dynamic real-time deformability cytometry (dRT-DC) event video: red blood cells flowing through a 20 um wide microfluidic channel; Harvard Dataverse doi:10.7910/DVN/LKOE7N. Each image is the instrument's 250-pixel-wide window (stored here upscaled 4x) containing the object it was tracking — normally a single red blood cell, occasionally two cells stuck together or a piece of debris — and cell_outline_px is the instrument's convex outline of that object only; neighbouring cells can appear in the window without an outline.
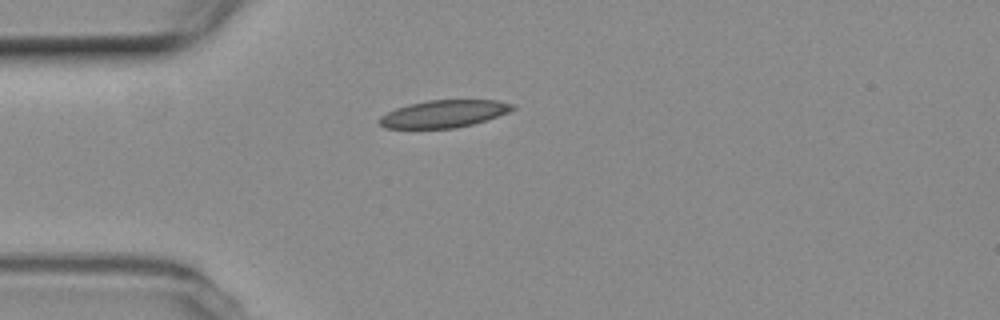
{"species": "common noctule bat (a hibernating species)", "species_latin": "Nyctalus noctula", "temperature_condition": "room temperature", "stored_images_in_passage": 41, "camera_frame_rate_fps": 3000, "um_per_image_px": 0.085, "animal": {"sex": "female", "body_mass_g": 19.3, "forearm_length_mm": 54.1}, "frame": {"image": 1, "passage_image": 1, "time_ms": 0.0, "image_size_px": [1000, 320], "cell_outline_px": [[516, 108], [508, 112], [472, 124], [456, 128], [384, 128], [376, 120], [380, 116], [396, 108], [408, 104], [428, 100], [496, 100], [516, 104]], "centroid_in_image_um": [37.71, 9.67], "position_along_channel_um": 47.3, "area_um2": 21.21}}
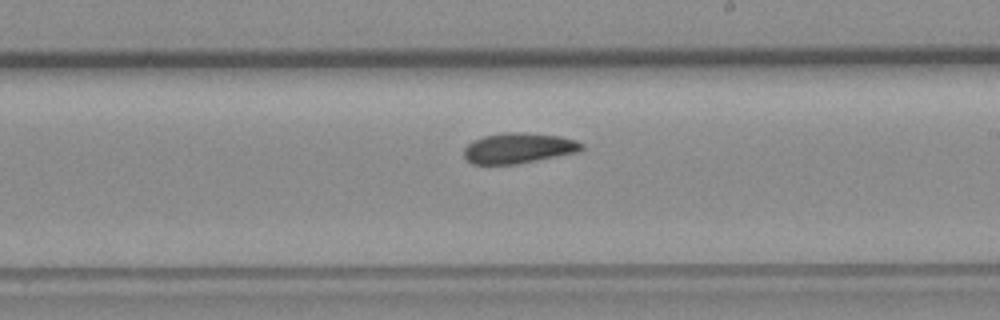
{"frame": {"image": 2, "passage_image": 18, "time_ms": 5.667, "image_size_px": [1000, 320], "cell_outline_px": [[584, 148], [580, 152], [516, 164], [472, 164], [464, 156], [464, 148], [472, 140], [484, 136], [504, 132], [520, 132], [560, 136], [576, 140], [584, 144]], "centroid_in_image_um": [44.09, 12.59], "position_along_channel_um": 244.9, "area_um2": 20.98}}
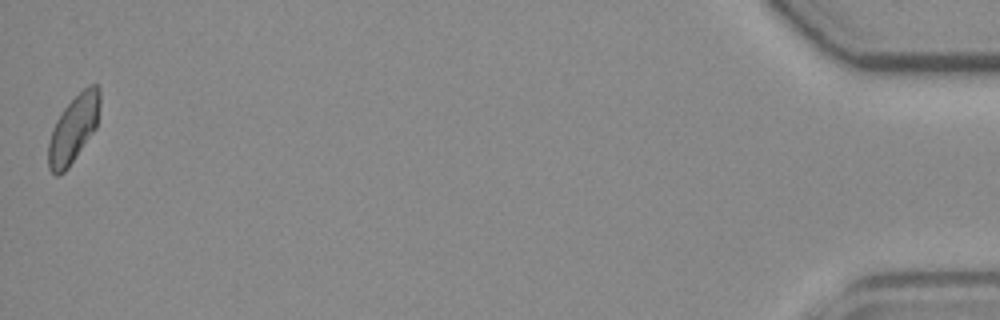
{"frame": {"image": 3, "passage_image": 41, "time_ms": 13.333, "image_size_px": [1000, 320], "cell_outline_px": [[100, 104], [96, 128], [68, 168], [64, 172], [56, 176], [48, 168], [48, 144], [52, 128], [56, 120], [64, 108], [88, 84], [96, 84], [100, 88]], "centroid_in_image_um": [6.24, 10.95], "position_along_channel_um": 429.0, "area_um2": 20.11}, "authors_computed_cell_mechanics": {"area_um2": 20.3456, "velocity_mm_per_s": 3.7329, "shape_relaxation_time_tau1_ms": 5.5467, "shape_relaxation_time_tau2_ms": 4.4357, "deformation_change_tau1": 0.1367, "deformation_change_tau2": 0.0974}}